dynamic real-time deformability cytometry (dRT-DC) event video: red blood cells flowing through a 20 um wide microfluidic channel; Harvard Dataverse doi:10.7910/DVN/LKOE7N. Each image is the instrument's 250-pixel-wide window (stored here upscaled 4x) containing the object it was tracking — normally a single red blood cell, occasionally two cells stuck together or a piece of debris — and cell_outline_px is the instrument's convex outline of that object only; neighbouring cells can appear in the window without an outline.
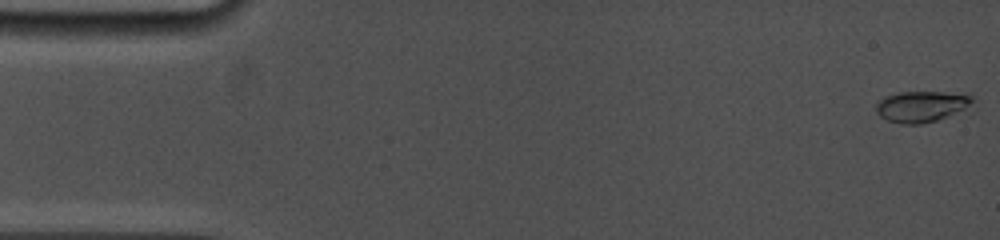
{"species": "common noctule bat (a hibernating species)", "species_latin": "Nyctalus noctula", "temperature_condition": "cold", "stored_images_in_passage": 66, "camera_frame_rate_fps": 5000, "um_per_image_px": 0.085, "animal": {"sex": "female", "body_mass_g": 19.0, "forearm_length_mm": 53.3}, "frame": {"image": 1, "passage_image": 1, "time_ms": 0.0, "image_size_px": [1000, 240], "cell_outline_px": [[976, 100], [964, 108], [936, 120], [920, 124], [900, 124], [888, 120], [880, 116], [876, 112], [876, 104], [884, 96], [900, 92], [972, 92]], "centroid_in_image_um": [78.35, 9.01], "position_along_channel_um": 6.6, "area_um2": 17.51}}
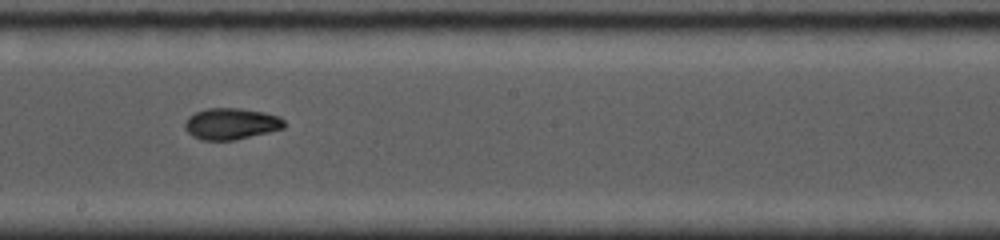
{"frame": {"image": 2, "passage_image": 37, "time_ms": 9.2, "image_size_px": [1000, 240], "cell_outline_px": [[284, 128], [236, 140], [200, 140], [192, 136], [184, 128], [184, 124], [188, 116], [196, 112], [208, 108], [240, 108], [264, 112], [280, 116], [284, 120]], "centroid_in_image_um": [19.63, 10.52], "position_along_channel_um": 228.6, "area_um2": 18.26}}
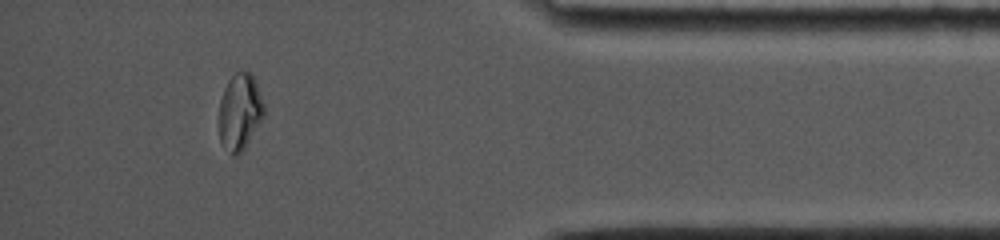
{"frame": {"image": 3, "passage_image": 59, "time_ms": 14.6, "image_size_px": [1000, 240], "cell_outline_px": [[264, 116], [244, 148], [236, 156], [232, 156], [220, 140], [220, 100], [224, 88], [228, 80], [236, 72], [244, 68], [252, 72], [264, 104]], "centroid_in_image_um": [20.4, 9.44], "position_along_channel_um": 414.8, "area_um2": 19.94}, "authors_computed_cell_mechanics": {"area_um2": 17.9469, "velocity_mm_per_s": 3.8743, "shape_relaxation_time_tau1_ms": 10.7895, "shape_relaxation_time_tau2_ms": 1.2738, "deformation_change_tau1": 0.299, "deformation_change_tau2": 0.0472}}